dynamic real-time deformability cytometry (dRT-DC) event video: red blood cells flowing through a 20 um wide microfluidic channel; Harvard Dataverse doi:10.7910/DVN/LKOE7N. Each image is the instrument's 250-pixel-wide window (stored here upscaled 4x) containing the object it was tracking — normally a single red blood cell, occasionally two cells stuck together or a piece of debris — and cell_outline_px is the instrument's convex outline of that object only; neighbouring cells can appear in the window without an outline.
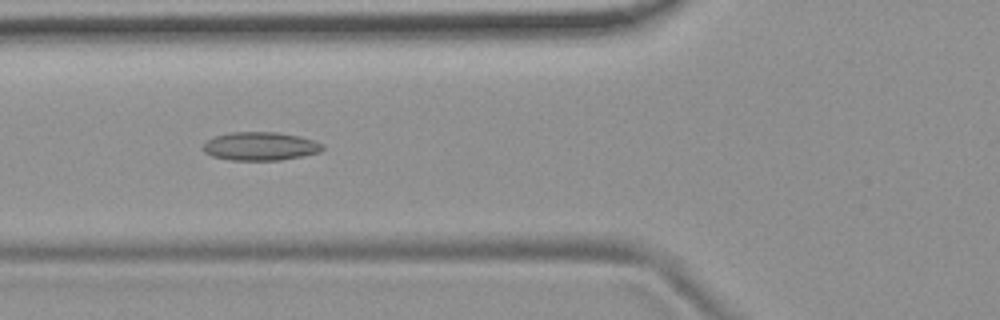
{"species": "common noctule bat (a hibernating species)", "species_latin": "Nyctalus noctula", "temperature_condition": "room temperature", "stored_images_in_passage": 7, "camera_frame_rate_fps": 3000, "um_per_image_px": 0.085, "animal": {"sex": "female", "body_mass_g": 19.9}, "frame": {"image": 1, "passage_image": 6, "time_ms": 5.667, "image_size_px": [1000, 320], "cell_outline_px": [[324, 148], [320, 152], [304, 156], [280, 160], [232, 160], [212, 156], [204, 152], [204, 144], [208, 140], [216, 136], [228, 132], [276, 132], [300, 136], [324, 144]], "centroid_in_image_um": [22.16, 12.43], "position_along_channel_um": 103.6, "area_um2": 19.77}}
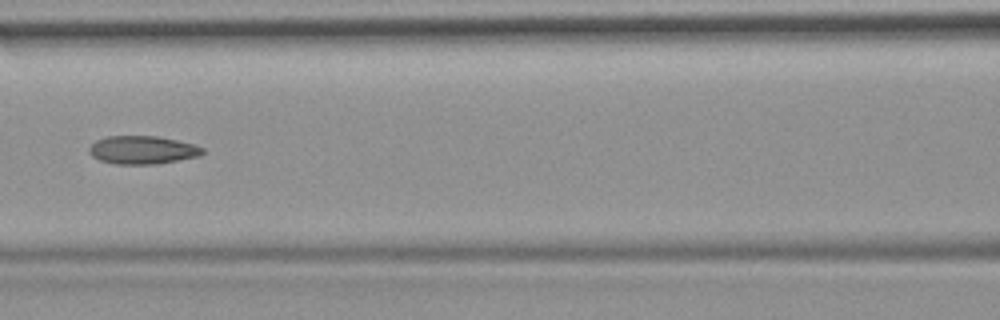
{"frame": {"image": 2, "passage_image": 7, "time_ms": 7.0, "image_size_px": [1000, 320], "cell_outline_px": [[204, 152], [200, 156], [156, 164], [116, 164], [100, 160], [92, 156], [88, 152], [88, 148], [96, 140], [108, 136], [156, 136], [196, 144], [204, 148]], "centroid_in_image_um": [12.12, 12.74], "position_along_channel_um": 154.5, "area_um2": 18.67}}